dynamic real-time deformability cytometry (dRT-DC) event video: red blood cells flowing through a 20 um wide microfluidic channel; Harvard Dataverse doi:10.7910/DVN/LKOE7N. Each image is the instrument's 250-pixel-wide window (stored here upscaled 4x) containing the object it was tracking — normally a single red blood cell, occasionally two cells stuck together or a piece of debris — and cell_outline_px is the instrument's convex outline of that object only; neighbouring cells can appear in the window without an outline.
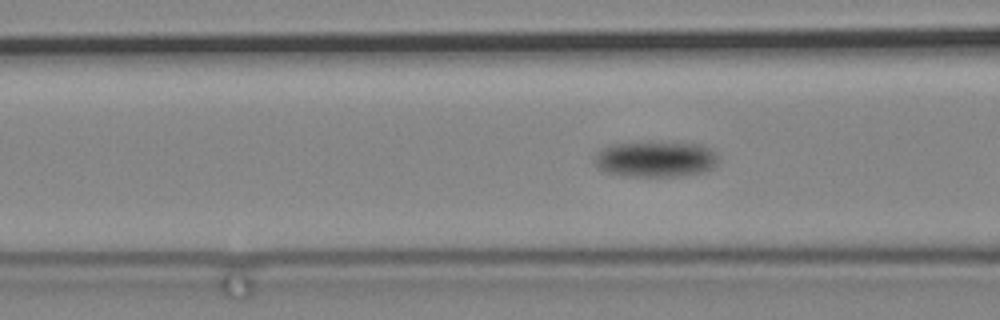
{"species": "common noctule bat (a hibernating species)", "species_latin": "Nyctalus noctula", "temperature_condition": "cold", "stored_images_in_passage": 25, "camera_frame_rate_fps": 3000, "um_per_image_px": 0.085, "animal": {"sex": "male", "body_mass_g": 19.2, "forearm_length_mm": 51.8}, "frame": {"image": 1, "passage_image": 7, "time_ms": 2.0, "image_size_px": [1000, 320], "cell_outline_px": [[720, 156], [716, 164], [712, 168], [704, 172], [676, 176], [624, 176], [608, 172], [600, 168], [592, 160], [596, 152], [608, 144], [656, 140], [704, 144], [716, 152]], "centroid_in_image_um": [55.74, 13.47], "position_along_channel_um": 110.9, "area_um2": 26.88}}
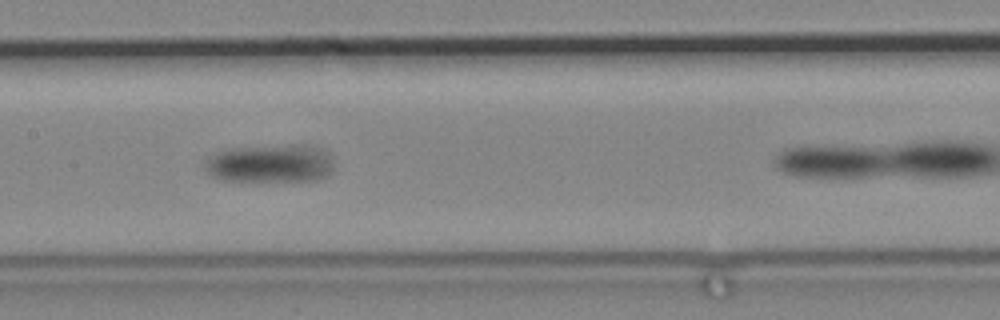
{"frame": {"image": 2, "passage_image": 16, "time_ms": 5.0, "image_size_px": [1000, 320], "cell_outline_px": [[332, 164], [328, 172], [324, 176], [312, 180], [256, 184], [220, 180], [212, 176], [204, 168], [208, 160], [216, 152], [232, 148], [304, 148], [320, 152]], "centroid_in_image_um": [22.75, 14.04], "position_along_channel_um": 184.7, "area_um2": 27.4}}
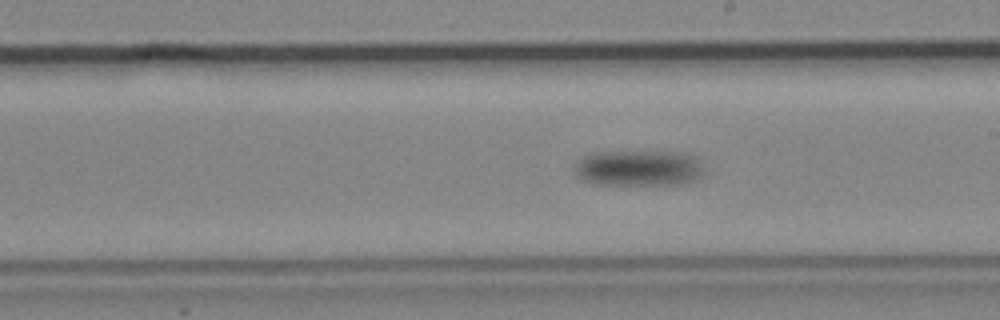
{"frame": {"image": 3, "passage_image": 22, "time_ms": 7.0, "image_size_px": [1000, 320], "cell_outline_px": [[704, 172], [696, 180], [688, 184], [592, 184], [580, 180], [572, 172], [572, 164], [580, 156], [588, 152], [688, 152], [696, 160]], "centroid_in_image_um": [54.15, 14.29], "position_along_channel_um": 234.8, "area_um2": 27.69}}